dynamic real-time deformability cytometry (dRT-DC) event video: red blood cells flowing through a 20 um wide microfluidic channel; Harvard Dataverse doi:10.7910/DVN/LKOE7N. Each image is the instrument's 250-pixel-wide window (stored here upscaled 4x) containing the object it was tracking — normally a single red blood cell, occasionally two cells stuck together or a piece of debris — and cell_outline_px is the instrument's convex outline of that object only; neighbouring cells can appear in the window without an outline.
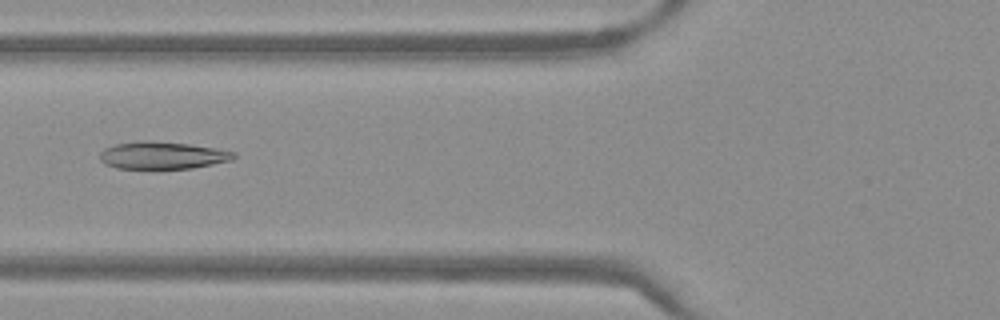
{"species": "Egyptian fruit bat (a non-hibernating species)", "species_latin": "Rousettus aegyptiacus", "temperature_condition": "warm", "stored_images_in_passage": 51, "camera_frame_rate_fps": 3000, "um_per_image_px": 0.085, "frame": {"image": 1, "passage_image": 20, "time_ms": 6.333, "image_size_px": [1000, 320], "cell_outline_px": [[236, 156], [232, 160], [192, 168], [116, 168], [104, 164], [100, 160], [100, 152], [104, 148], [116, 144], [140, 140], [148, 140], [188, 144], [236, 152]], "centroid_in_image_um": [13.77, 13.2], "position_along_channel_um": 112.0, "area_um2": 21.21}}
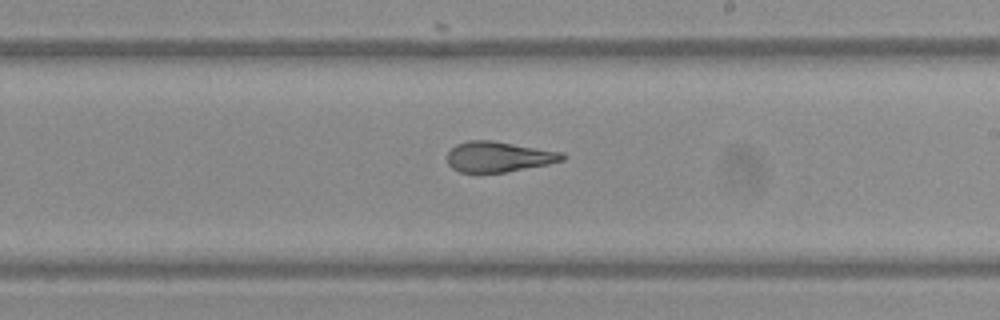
{"frame": {"image": 2, "passage_image": 30, "time_ms": 9.667, "image_size_px": [1000, 320], "cell_outline_px": [[564, 160], [548, 164], [504, 172], [460, 172], [452, 168], [448, 164], [448, 152], [456, 144], [468, 140], [492, 140], [564, 152]], "centroid_in_image_um": [42.38, 13.31], "position_along_channel_um": 246.6, "area_um2": 20.35}}
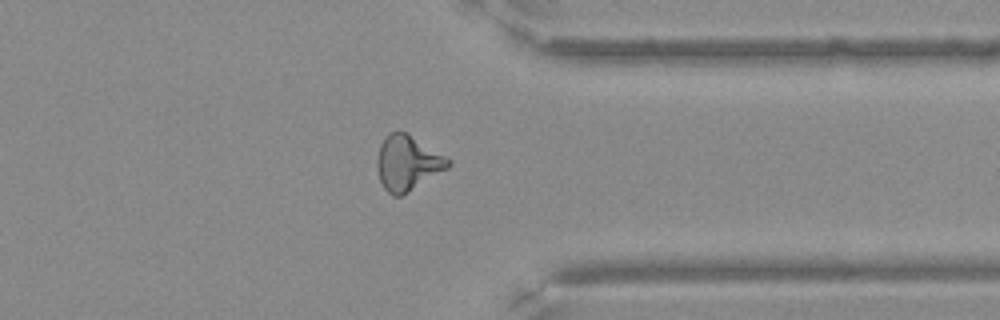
{"frame": {"image": 3, "passage_image": 40, "time_ms": 13.0, "image_size_px": [1000, 320], "cell_outline_px": [[452, 164], [448, 168], [400, 196], [392, 196], [384, 188], [380, 180], [376, 164], [376, 160], [380, 144], [388, 132], [408, 132], [452, 160]], "centroid_in_image_um": [34.64, 13.82], "position_along_channel_um": 376.8, "area_um2": 22.77}}